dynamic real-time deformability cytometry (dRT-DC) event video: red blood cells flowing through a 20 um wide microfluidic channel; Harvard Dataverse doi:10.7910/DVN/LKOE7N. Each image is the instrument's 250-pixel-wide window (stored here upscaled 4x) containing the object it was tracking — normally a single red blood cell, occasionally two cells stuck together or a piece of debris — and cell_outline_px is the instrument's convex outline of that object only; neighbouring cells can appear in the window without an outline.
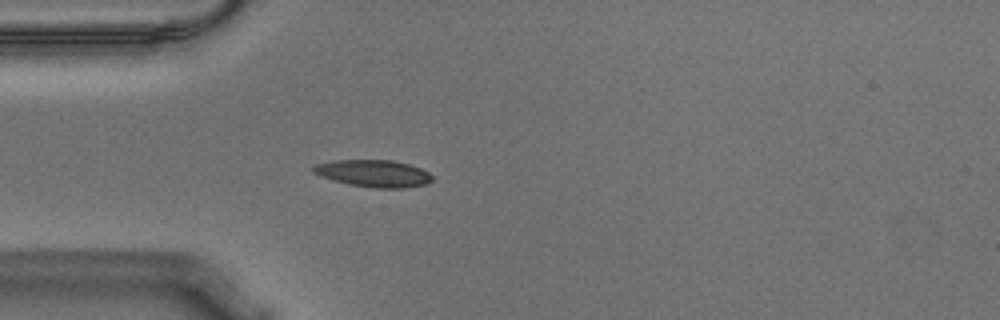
{"species": "Egyptian fruit bat (a non-hibernating species)", "species_latin": "Rousettus aegyptiacus", "temperature_condition": "warm", "stored_images_in_passage": 41, "camera_frame_rate_fps": 3000, "um_per_image_px": 0.085, "animal": {"sex": "male"}, "frame": {"image": 1, "passage_image": 1, "time_ms": 0.0, "image_size_px": [1000, 320], "cell_outline_px": [[432, 180], [424, 184], [404, 188], [376, 188], [348, 184], [332, 180], [320, 176], [312, 172], [312, 168], [316, 164], [332, 160], [392, 160], [408, 164], [420, 168], [428, 172], [432, 176]], "centroid_in_image_um": [31.71, 14.74], "position_along_channel_um": 53.3, "area_um2": 18.73}}
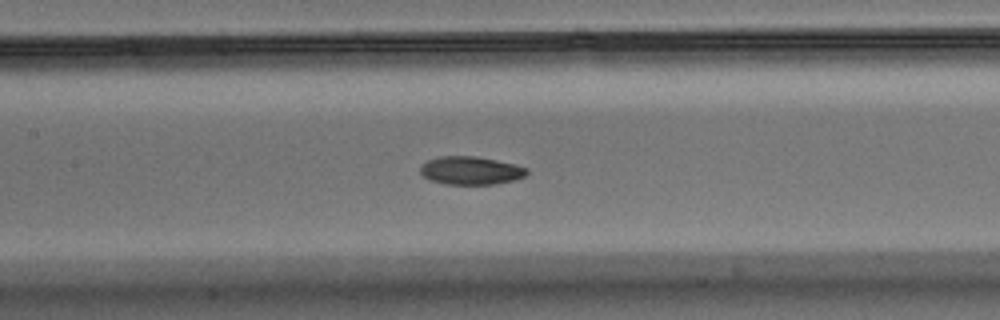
{"frame": {"image": 2, "passage_image": 11, "time_ms": 3.333, "image_size_px": [1000, 320], "cell_outline_px": [[528, 172], [524, 176], [516, 180], [492, 184], [444, 184], [428, 180], [420, 172], [420, 164], [428, 160], [440, 156], [476, 156], [496, 160], [528, 168]], "centroid_in_image_um": [39.97, 14.5], "position_along_channel_um": 167.4, "area_um2": 17.51}}
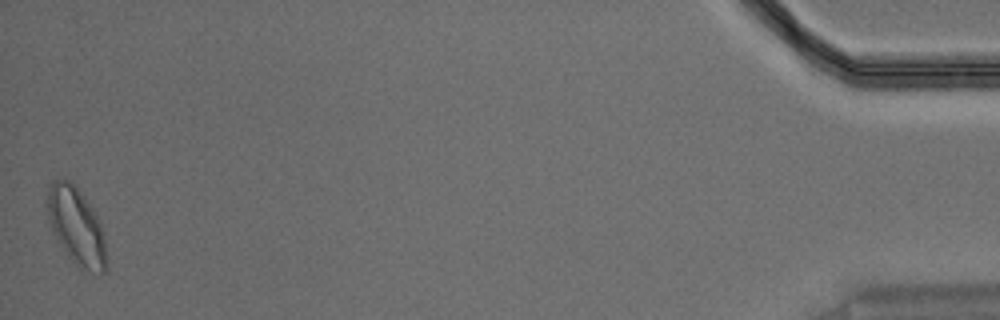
{"frame": {"image": 3, "passage_image": 41, "time_ms": 13.333, "image_size_px": [1000, 320], "cell_outline_px": [[108, 268], [104, 272], [80, 272], [68, 256], [52, 232], [48, 220], [48, 188], [52, 180], [68, 180], [80, 192], [92, 208], [100, 224], [104, 236], [108, 264]], "centroid_in_image_um": [6.51, 19.32], "position_along_channel_um": 428.7, "area_um2": 26.65}, "authors_computed_cell_mechanics": {"area_um2": 18.1492, "velocity_mm_per_s": 3.57, "shape_relaxation_time_tau1_ms": 5.1922, "shape_relaxation_time_tau2_ms": 7.2848, "deformation_change_tau1": 0.1618, "deformation_change_tau2": 0.1103}}